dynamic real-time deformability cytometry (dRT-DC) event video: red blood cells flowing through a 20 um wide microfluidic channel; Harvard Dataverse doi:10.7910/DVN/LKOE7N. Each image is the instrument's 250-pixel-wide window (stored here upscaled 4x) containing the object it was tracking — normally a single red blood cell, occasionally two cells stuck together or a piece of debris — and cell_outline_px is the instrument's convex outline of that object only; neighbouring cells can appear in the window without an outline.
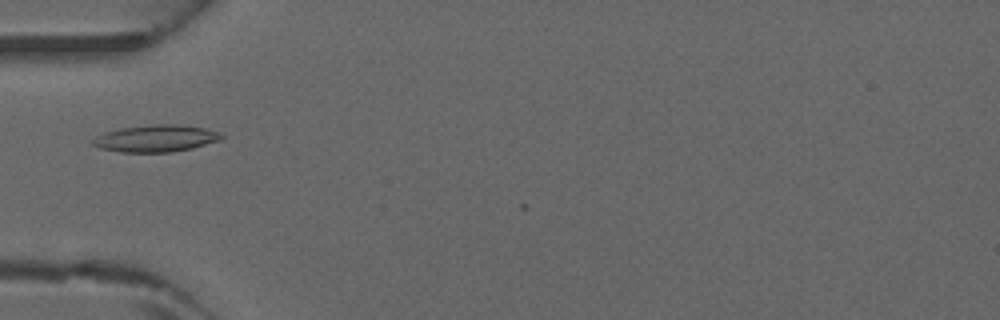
{"species": "common noctule bat (a hibernating species)", "species_latin": "Nyctalus noctula", "temperature_condition": "warm", "stored_images_in_passage": 4, "camera_frame_rate_fps": 3000, "um_per_image_px": 0.085, "animal": {"sex": "male", "forearm_length_mm": 52.5}, "frame": {"image": 1, "passage_image": 3, "time_ms": 0.667, "image_size_px": [1000, 320], "cell_outline_px": [[224, 136], [220, 140], [192, 148], [172, 152], [120, 152], [100, 148], [92, 144], [92, 140], [96, 136], [104, 132], [120, 128], [152, 124], [176, 124], [204, 128], [220, 132]], "centroid_in_image_um": [13.24, 11.76], "position_along_channel_um": 71.8, "area_um2": 20.23}}